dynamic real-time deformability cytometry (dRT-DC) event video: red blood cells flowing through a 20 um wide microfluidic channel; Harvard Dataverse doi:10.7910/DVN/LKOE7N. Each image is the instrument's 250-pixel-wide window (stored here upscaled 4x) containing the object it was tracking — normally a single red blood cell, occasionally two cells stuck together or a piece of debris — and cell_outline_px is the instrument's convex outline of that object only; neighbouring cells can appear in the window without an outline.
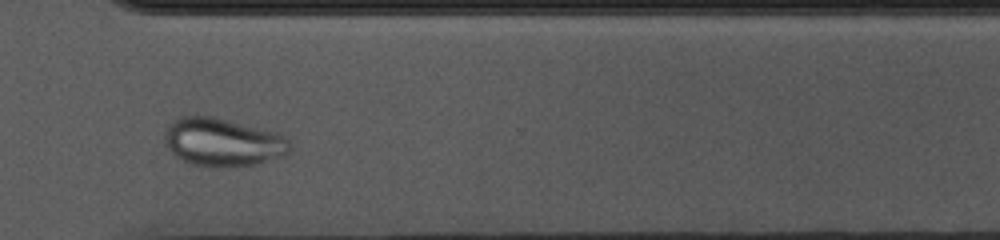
{"species": "common noctule bat (a hibernating species)", "species_latin": "Nyctalus noctula", "temperature_condition": "cold", "stored_images_in_passage": 42, "camera_frame_rate_fps": 3000, "um_per_image_px": 0.085, "animal": {"sex": "female", "body_mass_g": 10.0, "forearm_length_mm": 53.1}, "frame": {"image": 1, "passage_image": 36, "time_ms": 11.667, "image_size_px": [1000, 240], "cell_outline_px": [[292, 144], [288, 152], [284, 156], [256, 164], [224, 168], [192, 164], [176, 156], [168, 148], [168, 124], [172, 120], [180, 116], [212, 116], [276, 132], [284, 136]], "centroid_in_image_um": [18.99, 12.09], "position_along_channel_um": 351.6, "area_um2": 34.8}}